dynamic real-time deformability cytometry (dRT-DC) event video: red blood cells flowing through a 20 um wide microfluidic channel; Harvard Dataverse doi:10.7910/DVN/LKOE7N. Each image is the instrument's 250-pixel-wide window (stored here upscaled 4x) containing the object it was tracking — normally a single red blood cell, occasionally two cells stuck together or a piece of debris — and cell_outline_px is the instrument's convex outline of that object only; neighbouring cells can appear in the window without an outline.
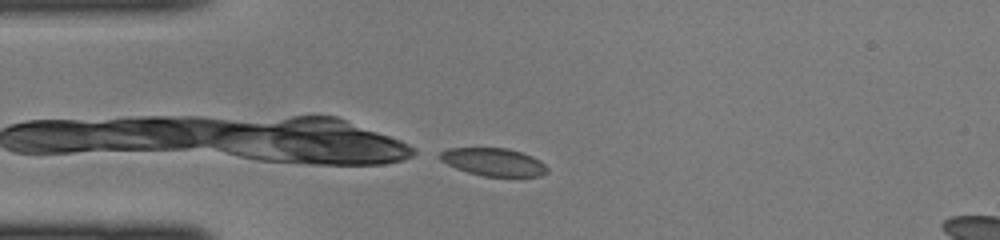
{"species": "common noctule bat (a hibernating species)", "species_latin": "Nyctalus noctula", "temperature_condition": "cold", "stored_images_in_passage": 7, "camera_frame_rate_fps": 3000, "um_per_image_px": 0.085, "animal": {"sex": "female", "body_mass_g": 22.0, "forearm_length_mm": 56.7}, "frame": {"image": 1, "passage_image": 7, "time_ms": 2.0, "image_size_px": [1000, 240], "cell_outline_px": [[548, 172], [540, 176], [484, 176], [468, 172], [456, 168], [440, 160], [436, 156], [440, 152], [448, 148], [508, 148], [532, 156], [540, 160], [548, 168]], "centroid_in_image_um": [41.93, 13.76], "position_along_channel_um": 43.1, "area_um2": 17.4}}